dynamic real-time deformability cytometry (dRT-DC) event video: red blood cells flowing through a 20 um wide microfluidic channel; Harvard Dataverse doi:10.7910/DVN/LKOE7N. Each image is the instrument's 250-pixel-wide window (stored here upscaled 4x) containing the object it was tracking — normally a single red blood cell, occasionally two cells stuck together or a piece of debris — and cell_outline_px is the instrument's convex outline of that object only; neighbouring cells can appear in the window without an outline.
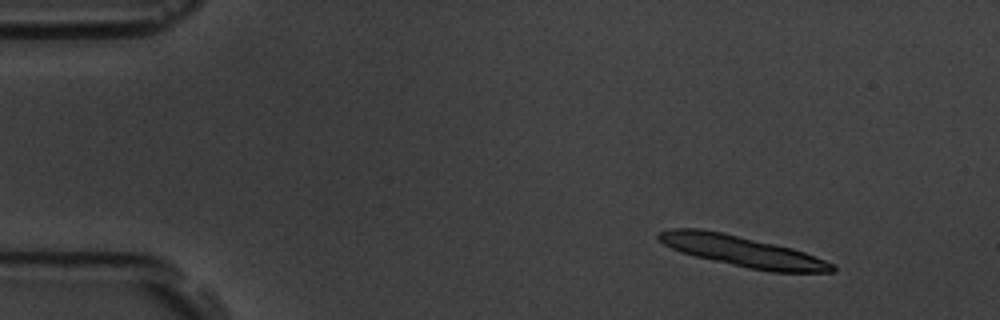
{"species": "common noctule bat (a hibernating species)", "species_latin": "Nyctalus noctula", "temperature_condition": "room temperature", "stored_images_in_passage": 5, "camera_frame_rate_fps": 3000, "um_per_image_px": 0.085, "animal": {"sex": "male", "body_mass_g": 19.5, "forearm_length_mm": 54.6}, "frame": {"image": 1, "passage_image": 1, "time_ms": 0.0, "image_size_px": [1000, 320], "cell_outline_px": [[836, 268], [832, 272], [772, 272], [748, 268], [696, 256], [680, 252], [664, 244], [656, 236], [660, 232], [672, 228], [700, 228], [724, 232], [792, 248], [804, 252], [836, 264]], "centroid_in_image_um": [63.12, 21.35], "position_along_channel_um": 21.9, "area_um2": 30.92}}